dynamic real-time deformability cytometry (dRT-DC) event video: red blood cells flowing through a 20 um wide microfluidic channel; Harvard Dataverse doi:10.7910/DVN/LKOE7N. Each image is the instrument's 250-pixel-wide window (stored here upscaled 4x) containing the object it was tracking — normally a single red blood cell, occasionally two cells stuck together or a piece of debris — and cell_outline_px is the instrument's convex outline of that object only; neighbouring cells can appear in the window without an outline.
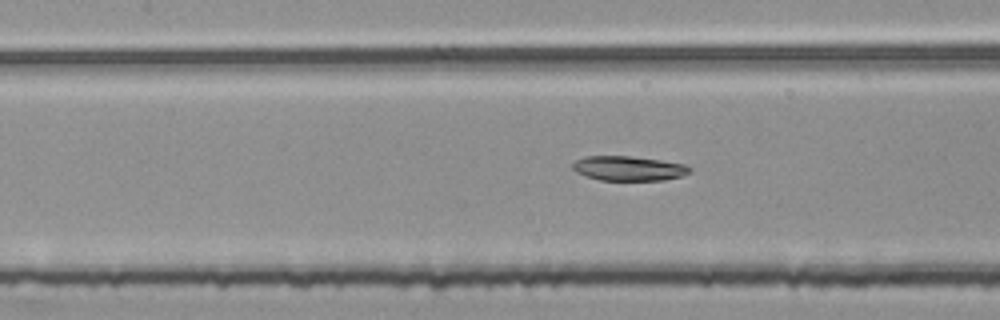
{"species": "common noctule bat (a hibernating species)", "species_latin": "Nyctalus noctula", "temperature_condition": "room temperature", "stored_images_in_passage": 55, "segment_of_instrument_passage": [2, 2], "camera_frame_rate_fps": 3000, "um_per_image_px": 0.085, "animal": {"sex": "female", "body_mass_g": 25.1}, "frame": {"image": 1, "passage_image": 25, "time_ms": 8.0, "image_size_px": [1000, 320], "cell_outline_px": [[692, 168], [688, 172], [680, 176], [664, 180], [600, 180], [584, 176], [576, 172], [572, 168], [572, 164], [576, 160], [584, 156], [632, 156], [660, 160], [684, 164]], "centroid_in_image_um": [53.38, 14.31], "position_along_channel_um": 154.0, "area_um2": 16.76}}
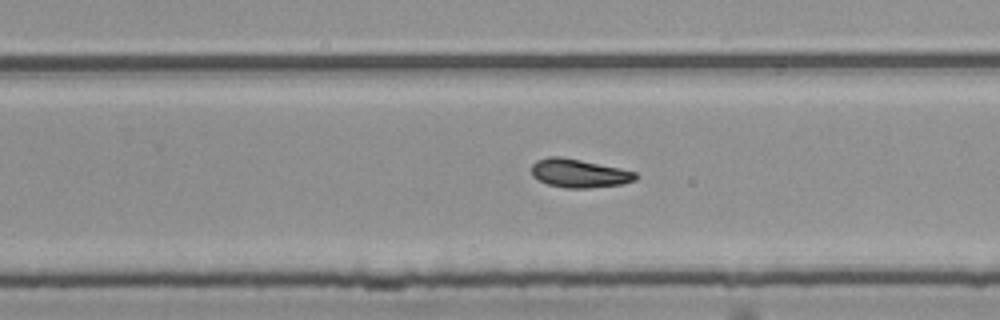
{"frame": {"image": 2, "passage_image": 35, "time_ms": 11.333, "image_size_px": [1000, 320], "cell_outline_px": [[636, 180], [624, 184], [588, 188], [564, 188], [548, 184], [532, 176], [532, 164], [536, 160], [548, 156], [560, 156], [580, 160], [636, 172]], "centroid_in_image_um": [49.19, 14.73], "position_along_channel_um": 280.6, "area_um2": 17.17}}
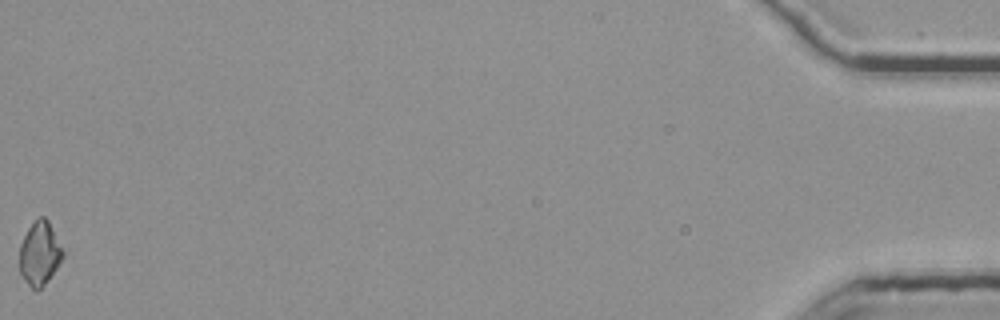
{"frame": {"image": 3, "passage_image": 55, "time_ms": 18.0, "image_size_px": [1000, 320], "cell_outline_px": [[64, 256], [48, 280], [36, 292], [24, 280], [20, 272], [20, 244], [28, 228], [40, 216], [44, 216], [48, 220], [64, 252]], "centroid_in_image_um": [3.37, 21.55], "position_along_channel_um": 431.8, "area_um2": 15.84}}